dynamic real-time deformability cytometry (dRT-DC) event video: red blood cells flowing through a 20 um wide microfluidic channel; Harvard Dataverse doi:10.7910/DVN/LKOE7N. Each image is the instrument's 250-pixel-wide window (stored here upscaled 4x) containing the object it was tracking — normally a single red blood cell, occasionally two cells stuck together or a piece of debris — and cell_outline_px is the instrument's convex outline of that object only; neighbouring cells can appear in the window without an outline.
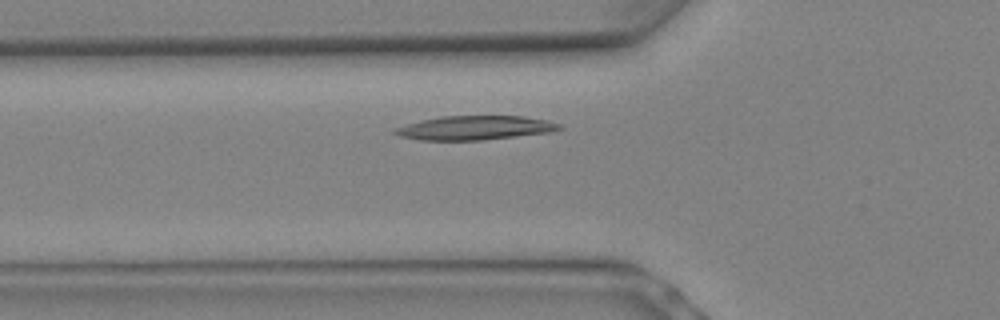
{"species": "Egyptian fruit bat (a non-hibernating species)", "species_latin": "Rousettus aegyptiacus", "temperature_condition": "warm", "stored_images_in_passage": 8, "camera_frame_rate_fps": 3000, "um_per_image_px": 0.085, "animal": {"sex": "female"}, "frame": {"image": 1, "passage_image": 5, "time_ms": 1.333, "image_size_px": [1000, 320], "cell_outline_px": [[564, 128], [552, 132], [480, 140], [420, 140], [400, 136], [392, 132], [392, 128], [420, 120], [440, 116], [524, 116], [544, 120], [560, 124]], "centroid_in_image_um": [40.32, 10.86], "position_along_channel_um": 85.5, "area_um2": 23.06}}
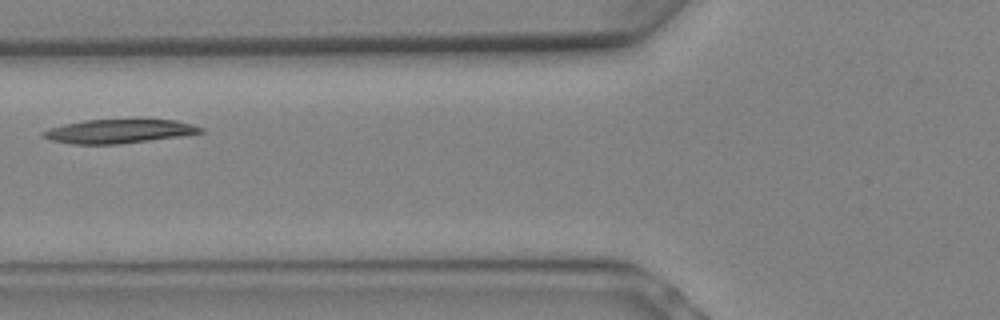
{"frame": {"image": 2, "passage_image": 6, "time_ms": 1.667, "image_size_px": [1000, 320], "cell_outline_px": [[204, 132], [180, 136], [120, 144], [72, 144], [52, 140], [40, 136], [40, 132], [64, 124], [84, 120], [176, 120], [192, 124], [204, 128]], "centroid_in_image_um": [10.09, 11.16], "position_along_channel_um": 115.7, "area_um2": 21.73}}